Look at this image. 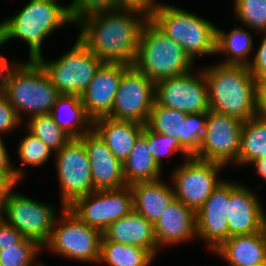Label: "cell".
<instances>
[{
    "label": "cell",
    "mask_w": 266,
    "mask_h": 266,
    "mask_svg": "<svg viewBox=\"0 0 266 266\" xmlns=\"http://www.w3.org/2000/svg\"><path fill=\"white\" fill-rule=\"evenodd\" d=\"M149 16L133 8H115L78 21V39L100 60L133 65L140 34Z\"/></svg>",
    "instance_id": "obj_1"
},
{
    "label": "cell",
    "mask_w": 266,
    "mask_h": 266,
    "mask_svg": "<svg viewBox=\"0 0 266 266\" xmlns=\"http://www.w3.org/2000/svg\"><path fill=\"white\" fill-rule=\"evenodd\" d=\"M210 110L246 122L256 116L259 84L245 65L217 63L202 68Z\"/></svg>",
    "instance_id": "obj_2"
},
{
    "label": "cell",
    "mask_w": 266,
    "mask_h": 266,
    "mask_svg": "<svg viewBox=\"0 0 266 266\" xmlns=\"http://www.w3.org/2000/svg\"><path fill=\"white\" fill-rule=\"evenodd\" d=\"M57 0H29L18 14L0 22V38L7 41L18 38L29 47V60L42 55L41 44L63 25L75 24L70 5H60Z\"/></svg>",
    "instance_id": "obj_3"
},
{
    "label": "cell",
    "mask_w": 266,
    "mask_h": 266,
    "mask_svg": "<svg viewBox=\"0 0 266 266\" xmlns=\"http://www.w3.org/2000/svg\"><path fill=\"white\" fill-rule=\"evenodd\" d=\"M133 66L156 83L194 70L195 64L184 49L149 18L140 34Z\"/></svg>",
    "instance_id": "obj_4"
},
{
    "label": "cell",
    "mask_w": 266,
    "mask_h": 266,
    "mask_svg": "<svg viewBox=\"0 0 266 266\" xmlns=\"http://www.w3.org/2000/svg\"><path fill=\"white\" fill-rule=\"evenodd\" d=\"M149 18L179 44L194 63L197 57L216 55L217 26L203 17L162 2Z\"/></svg>",
    "instance_id": "obj_5"
},
{
    "label": "cell",
    "mask_w": 266,
    "mask_h": 266,
    "mask_svg": "<svg viewBox=\"0 0 266 266\" xmlns=\"http://www.w3.org/2000/svg\"><path fill=\"white\" fill-rule=\"evenodd\" d=\"M4 93L21 121L23 113H28V119L50 114L61 95L36 60L17 63L10 72Z\"/></svg>",
    "instance_id": "obj_6"
},
{
    "label": "cell",
    "mask_w": 266,
    "mask_h": 266,
    "mask_svg": "<svg viewBox=\"0 0 266 266\" xmlns=\"http://www.w3.org/2000/svg\"><path fill=\"white\" fill-rule=\"evenodd\" d=\"M103 233L84 223L68 207H61L49 240L43 248L55 255L65 256L84 263L99 262Z\"/></svg>",
    "instance_id": "obj_7"
},
{
    "label": "cell",
    "mask_w": 266,
    "mask_h": 266,
    "mask_svg": "<svg viewBox=\"0 0 266 266\" xmlns=\"http://www.w3.org/2000/svg\"><path fill=\"white\" fill-rule=\"evenodd\" d=\"M36 61L60 94L78 96L85 91L104 63L78 38L71 49L59 59L49 61L41 55Z\"/></svg>",
    "instance_id": "obj_8"
},
{
    "label": "cell",
    "mask_w": 266,
    "mask_h": 266,
    "mask_svg": "<svg viewBox=\"0 0 266 266\" xmlns=\"http://www.w3.org/2000/svg\"><path fill=\"white\" fill-rule=\"evenodd\" d=\"M55 154L60 188V207H69L79 197L94 191L90 160L83 141L72 138Z\"/></svg>",
    "instance_id": "obj_9"
},
{
    "label": "cell",
    "mask_w": 266,
    "mask_h": 266,
    "mask_svg": "<svg viewBox=\"0 0 266 266\" xmlns=\"http://www.w3.org/2000/svg\"><path fill=\"white\" fill-rule=\"evenodd\" d=\"M225 166L195 157L187 158L176 166L172 176L174 196L194 212L202 207L206 199L223 181L219 172ZM174 184V185H173Z\"/></svg>",
    "instance_id": "obj_10"
},
{
    "label": "cell",
    "mask_w": 266,
    "mask_h": 266,
    "mask_svg": "<svg viewBox=\"0 0 266 266\" xmlns=\"http://www.w3.org/2000/svg\"><path fill=\"white\" fill-rule=\"evenodd\" d=\"M243 121L209 110L200 148L193 157L226 166L235 164L241 147Z\"/></svg>",
    "instance_id": "obj_11"
},
{
    "label": "cell",
    "mask_w": 266,
    "mask_h": 266,
    "mask_svg": "<svg viewBox=\"0 0 266 266\" xmlns=\"http://www.w3.org/2000/svg\"><path fill=\"white\" fill-rule=\"evenodd\" d=\"M56 209L21 193L10 192L3 204V219L24 237L36 240L42 247L49 240L57 218Z\"/></svg>",
    "instance_id": "obj_12"
},
{
    "label": "cell",
    "mask_w": 266,
    "mask_h": 266,
    "mask_svg": "<svg viewBox=\"0 0 266 266\" xmlns=\"http://www.w3.org/2000/svg\"><path fill=\"white\" fill-rule=\"evenodd\" d=\"M87 225L105 229L133 209V193L130 186L119 189L96 190L79 197L68 207Z\"/></svg>",
    "instance_id": "obj_13"
},
{
    "label": "cell",
    "mask_w": 266,
    "mask_h": 266,
    "mask_svg": "<svg viewBox=\"0 0 266 266\" xmlns=\"http://www.w3.org/2000/svg\"><path fill=\"white\" fill-rule=\"evenodd\" d=\"M155 101L185 114L208 113L210 106L202 67L196 75L191 70L156 82Z\"/></svg>",
    "instance_id": "obj_14"
},
{
    "label": "cell",
    "mask_w": 266,
    "mask_h": 266,
    "mask_svg": "<svg viewBox=\"0 0 266 266\" xmlns=\"http://www.w3.org/2000/svg\"><path fill=\"white\" fill-rule=\"evenodd\" d=\"M154 102L155 83L131 65L122 75L108 117L145 125Z\"/></svg>",
    "instance_id": "obj_15"
},
{
    "label": "cell",
    "mask_w": 266,
    "mask_h": 266,
    "mask_svg": "<svg viewBox=\"0 0 266 266\" xmlns=\"http://www.w3.org/2000/svg\"><path fill=\"white\" fill-rule=\"evenodd\" d=\"M206 122L207 113L185 114L155 101L145 126L155 133L177 138L193 156L200 148Z\"/></svg>",
    "instance_id": "obj_16"
},
{
    "label": "cell",
    "mask_w": 266,
    "mask_h": 266,
    "mask_svg": "<svg viewBox=\"0 0 266 266\" xmlns=\"http://www.w3.org/2000/svg\"><path fill=\"white\" fill-rule=\"evenodd\" d=\"M250 188L229 180L228 238L264 230L266 211Z\"/></svg>",
    "instance_id": "obj_17"
},
{
    "label": "cell",
    "mask_w": 266,
    "mask_h": 266,
    "mask_svg": "<svg viewBox=\"0 0 266 266\" xmlns=\"http://www.w3.org/2000/svg\"><path fill=\"white\" fill-rule=\"evenodd\" d=\"M129 67L124 63L104 62L80 95L86 113L93 121L111 114L122 75Z\"/></svg>",
    "instance_id": "obj_18"
},
{
    "label": "cell",
    "mask_w": 266,
    "mask_h": 266,
    "mask_svg": "<svg viewBox=\"0 0 266 266\" xmlns=\"http://www.w3.org/2000/svg\"><path fill=\"white\" fill-rule=\"evenodd\" d=\"M229 181L223 180L196 213L197 238L213 252L228 239Z\"/></svg>",
    "instance_id": "obj_19"
},
{
    "label": "cell",
    "mask_w": 266,
    "mask_h": 266,
    "mask_svg": "<svg viewBox=\"0 0 266 266\" xmlns=\"http://www.w3.org/2000/svg\"><path fill=\"white\" fill-rule=\"evenodd\" d=\"M86 148L95 190L119 189L127 186L123 164L114 156L99 134L92 129L80 138Z\"/></svg>",
    "instance_id": "obj_20"
},
{
    "label": "cell",
    "mask_w": 266,
    "mask_h": 266,
    "mask_svg": "<svg viewBox=\"0 0 266 266\" xmlns=\"http://www.w3.org/2000/svg\"><path fill=\"white\" fill-rule=\"evenodd\" d=\"M154 234L159 250L162 245L193 240L197 237L196 212L174 198L154 224Z\"/></svg>",
    "instance_id": "obj_21"
},
{
    "label": "cell",
    "mask_w": 266,
    "mask_h": 266,
    "mask_svg": "<svg viewBox=\"0 0 266 266\" xmlns=\"http://www.w3.org/2000/svg\"><path fill=\"white\" fill-rule=\"evenodd\" d=\"M103 237L115 243L135 245L148 250L154 257L159 251L154 234V225L134 209L110 224Z\"/></svg>",
    "instance_id": "obj_22"
},
{
    "label": "cell",
    "mask_w": 266,
    "mask_h": 266,
    "mask_svg": "<svg viewBox=\"0 0 266 266\" xmlns=\"http://www.w3.org/2000/svg\"><path fill=\"white\" fill-rule=\"evenodd\" d=\"M213 252L229 266H266V231L230 236Z\"/></svg>",
    "instance_id": "obj_23"
},
{
    "label": "cell",
    "mask_w": 266,
    "mask_h": 266,
    "mask_svg": "<svg viewBox=\"0 0 266 266\" xmlns=\"http://www.w3.org/2000/svg\"><path fill=\"white\" fill-rule=\"evenodd\" d=\"M145 125L125 120L102 117L93 121V129L104 140L114 156L123 164Z\"/></svg>",
    "instance_id": "obj_24"
},
{
    "label": "cell",
    "mask_w": 266,
    "mask_h": 266,
    "mask_svg": "<svg viewBox=\"0 0 266 266\" xmlns=\"http://www.w3.org/2000/svg\"><path fill=\"white\" fill-rule=\"evenodd\" d=\"M134 210L153 225L175 198L173 187L163 180L137 182L130 185Z\"/></svg>",
    "instance_id": "obj_25"
},
{
    "label": "cell",
    "mask_w": 266,
    "mask_h": 266,
    "mask_svg": "<svg viewBox=\"0 0 266 266\" xmlns=\"http://www.w3.org/2000/svg\"><path fill=\"white\" fill-rule=\"evenodd\" d=\"M50 115L71 138H81L93 129V120L87 115L81 96L78 95L61 94Z\"/></svg>",
    "instance_id": "obj_26"
},
{
    "label": "cell",
    "mask_w": 266,
    "mask_h": 266,
    "mask_svg": "<svg viewBox=\"0 0 266 266\" xmlns=\"http://www.w3.org/2000/svg\"><path fill=\"white\" fill-rule=\"evenodd\" d=\"M162 170L148 149L147 139L141 135L123 162V176L128 186L137 182L161 179Z\"/></svg>",
    "instance_id": "obj_27"
},
{
    "label": "cell",
    "mask_w": 266,
    "mask_h": 266,
    "mask_svg": "<svg viewBox=\"0 0 266 266\" xmlns=\"http://www.w3.org/2000/svg\"><path fill=\"white\" fill-rule=\"evenodd\" d=\"M252 47V33L246 28L235 27L230 32H225L217 27L216 54L223 53L226 56L219 61L220 64L248 66Z\"/></svg>",
    "instance_id": "obj_28"
},
{
    "label": "cell",
    "mask_w": 266,
    "mask_h": 266,
    "mask_svg": "<svg viewBox=\"0 0 266 266\" xmlns=\"http://www.w3.org/2000/svg\"><path fill=\"white\" fill-rule=\"evenodd\" d=\"M154 256L146 249L128 244H120L102 237L98 264L109 266H150Z\"/></svg>",
    "instance_id": "obj_29"
},
{
    "label": "cell",
    "mask_w": 266,
    "mask_h": 266,
    "mask_svg": "<svg viewBox=\"0 0 266 266\" xmlns=\"http://www.w3.org/2000/svg\"><path fill=\"white\" fill-rule=\"evenodd\" d=\"M255 160H266V122L256 116L243 123L241 147L235 165H249Z\"/></svg>",
    "instance_id": "obj_30"
},
{
    "label": "cell",
    "mask_w": 266,
    "mask_h": 266,
    "mask_svg": "<svg viewBox=\"0 0 266 266\" xmlns=\"http://www.w3.org/2000/svg\"><path fill=\"white\" fill-rule=\"evenodd\" d=\"M26 121V129L39 138L54 153L72 139L54 122L50 114L33 116L26 119Z\"/></svg>",
    "instance_id": "obj_31"
},
{
    "label": "cell",
    "mask_w": 266,
    "mask_h": 266,
    "mask_svg": "<svg viewBox=\"0 0 266 266\" xmlns=\"http://www.w3.org/2000/svg\"><path fill=\"white\" fill-rule=\"evenodd\" d=\"M41 251L43 247L36 240L24 237L15 246L0 250V266H38L41 262L35 259Z\"/></svg>",
    "instance_id": "obj_32"
},
{
    "label": "cell",
    "mask_w": 266,
    "mask_h": 266,
    "mask_svg": "<svg viewBox=\"0 0 266 266\" xmlns=\"http://www.w3.org/2000/svg\"><path fill=\"white\" fill-rule=\"evenodd\" d=\"M234 15L242 25L266 33V0H233Z\"/></svg>",
    "instance_id": "obj_33"
},
{
    "label": "cell",
    "mask_w": 266,
    "mask_h": 266,
    "mask_svg": "<svg viewBox=\"0 0 266 266\" xmlns=\"http://www.w3.org/2000/svg\"><path fill=\"white\" fill-rule=\"evenodd\" d=\"M142 135L147 139L148 149L160 168L163 167L162 162L164 156L167 157L175 153H180L183 157H185V160L192 157V155L180 144L178 139L175 137L155 133L150 131L146 126L142 131Z\"/></svg>",
    "instance_id": "obj_34"
},
{
    "label": "cell",
    "mask_w": 266,
    "mask_h": 266,
    "mask_svg": "<svg viewBox=\"0 0 266 266\" xmlns=\"http://www.w3.org/2000/svg\"><path fill=\"white\" fill-rule=\"evenodd\" d=\"M26 136L19 140L17 154L22 164L28 166H43L53 151L45 145L39 138L30 133L28 130Z\"/></svg>",
    "instance_id": "obj_35"
},
{
    "label": "cell",
    "mask_w": 266,
    "mask_h": 266,
    "mask_svg": "<svg viewBox=\"0 0 266 266\" xmlns=\"http://www.w3.org/2000/svg\"><path fill=\"white\" fill-rule=\"evenodd\" d=\"M115 8H119L117 0H75L70 5V12L76 24L88 15Z\"/></svg>",
    "instance_id": "obj_36"
},
{
    "label": "cell",
    "mask_w": 266,
    "mask_h": 266,
    "mask_svg": "<svg viewBox=\"0 0 266 266\" xmlns=\"http://www.w3.org/2000/svg\"><path fill=\"white\" fill-rule=\"evenodd\" d=\"M21 123L17 112L10 105L5 93H0V137L3 133L13 131Z\"/></svg>",
    "instance_id": "obj_37"
},
{
    "label": "cell",
    "mask_w": 266,
    "mask_h": 266,
    "mask_svg": "<svg viewBox=\"0 0 266 266\" xmlns=\"http://www.w3.org/2000/svg\"><path fill=\"white\" fill-rule=\"evenodd\" d=\"M254 54V59L250 61L248 68L259 85H266V33Z\"/></svg>",
    "instance_id": "obj_38"
},
{
    "label": "cell",
    "mask_w": 266,
    "mask_h": 266,
    "mask_svg": "<svg viewBox=\"0 0 266 266\" xmlns=\"http://www.w3.org/2000/svg\"><path fill=\"white\" fill-rule=\"evenodd\" d=\"M7 147L0 137V171L6 172L17 184L25 177V171L21 168H15L10 161V155L8 154Z\"/></svg>",
    "instance_id": "obj_39"
},
{
    "label": "cell",
    "mask_w": 266,
    "mask_h": 266,
    "mask_svg": "<svg viewBox=\"0 0 266 266\" xmlns=\"http://www.w3.org/2000/svg\"><path fill=\"white\" fill-rule=\"evenodd\" d=\"M24 236L4 219L0 221V250L3 247L15 246Z\"/></svg>",
    "instance_id": "obj_40"
},
{
    "label": "cell",
    "mask_w": 266,
    "mask_h": 266,
    "mask_svg": "<svg viewBox=\"0 0 266 266\" xmlns=\"http://www.w3.org/2000/svg\"><path fill=\"white\" fill-rule=\"evenodd\" d=\"M118 7L133 8L150 16L160 4L157 0H117Z\"/></svg>",
    "instance_id": "obj_41"
},
{
    "label": "cell",
    "mask_w": 266,
    "mask_h": 266,
    "mask_svg": "<svg viewBox=\"0 0 266 266\" xmlns=\"http://www.w3.org/2000/svg\"><path fill=\"white\" fill-rule=\"evenodd\" d=\"M4 44L6 43L0 38V47ZM16 65V62H8L4 55H0V93L4 92L8 83L10 72Z\"/></svg>",
    "instance_id": "obj_42"
},
{
    "label": "cell",
    "mask_w": 266,
    "mask_h": 266,
    "mask_svg": "<svg viewBox=\"0 0 266 266\" xmlns=\"http://www.w3.org/2000/svg\"><path fill=\"white\" fill-rule=\"evenodd\" d=\"M17 183L6 173L0 171V204L3 205Z\"/></svg>",
    "instance_id": "obj_43"
},
{
    "label": "cell",
    "mask_w": 266,
    "mask_h": 266,
    "mask_svg": "<svg viewBox=\"0 0 266 266\" xmlns=\"http://www.w3.org/2000/svg\"><path fill=\"white\" fill-rule=\"evenodd\" d=\"M256 117L266 122V85H260L258 88Z\"/></svg>",
    "instance_id": "obj_44"
},
{
    "label": "cell",
    "mask_w": 266,
    "mask_h": 266,
    "mask_svg": "<svg viewBox=\"0 0 266 266\" xmlns=\"http://www.w3.org/2000/svg\"><path fill=\"white\" fill-rule=\"evenodd\" d=\"M251 165L256 169L254 173L266 181V160H255Z\"/></svg>",
    "instance_id": "obj_45"
},
{
    "label": "cell",
    "mask_w": 266,
    "mask_h": 266,
    "mask_svg": "<svg viewBox=\"0 0 266 266\" xmlns=\"http://www.w3.org/2000/svg\"><path fill=\"white\" fill-rule=\"evenodd\" d=\"M3 219V205L0 204V221Z\"/></svg>",
    "instance_id": "obj_46"
},
{
    "label": "cell",
    "mask_w": 266,
    "mask_h": 266,
    "mask_svg": "<svg viewBox=\"0 0 266 266\" xmlns=\"http://www.w3.org/2000/svg\"><path fill=\"white\" fill-rule=\"evenodd\" d=\"M265 231H266V215H265V227H264Z\"/></svg>",
    "instance_id": "obj_47"
},
{
    "label": "cell",
    "mask_w": 266,
    "mask_h": 266,
    "mask_svg": "<svg viewBox=\"0 0 266 266\" xmlns=\"http://www.w3.org/2000/svg\"><path fill=\"white\" fill-rule=\"evenodd\" d=\"M38 266H46V265H44V264L41 262Z\"/></svg>",
    "instance_id": "obj_48"
}]
</instances>
